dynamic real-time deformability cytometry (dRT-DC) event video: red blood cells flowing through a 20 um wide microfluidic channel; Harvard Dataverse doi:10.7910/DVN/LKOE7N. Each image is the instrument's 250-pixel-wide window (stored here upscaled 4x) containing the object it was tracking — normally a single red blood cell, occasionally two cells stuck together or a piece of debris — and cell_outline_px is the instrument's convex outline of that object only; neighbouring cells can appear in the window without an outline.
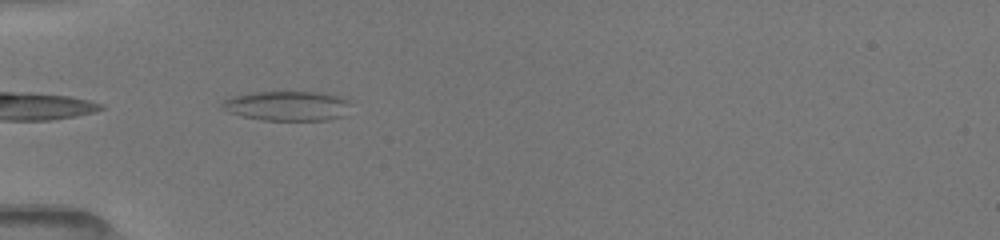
{"species": "common noctule bat (a hibernating species)", "species_latin": "Nyctalus noctula", "temperature_condition": "room temperature", "stored_images_in_passage": 7, "camera_frame_rate_fps": 3000, "um_per_image_px": 0.085, "animal": {"sex": "female", "body_mass_g": 19.5, "forearm_length_mm": 54.1}, "frame": {"image": 1, "passage_image": 2, "time_ms": 0.333, "image_size_px": [1000, 240], "cell_outline_px": [[348, 104], [344, 116], [324, 120], [264, 120], [240, 116], [228, 112], [220, 108], [220, 104], [224, 100], [236, 96], [256, 92], [320, 92], [348, 100]], "centroid_in_image_um": [24.35, 9.01], "position_along_channel_um": 60.6, "area_um2": 21.96}}